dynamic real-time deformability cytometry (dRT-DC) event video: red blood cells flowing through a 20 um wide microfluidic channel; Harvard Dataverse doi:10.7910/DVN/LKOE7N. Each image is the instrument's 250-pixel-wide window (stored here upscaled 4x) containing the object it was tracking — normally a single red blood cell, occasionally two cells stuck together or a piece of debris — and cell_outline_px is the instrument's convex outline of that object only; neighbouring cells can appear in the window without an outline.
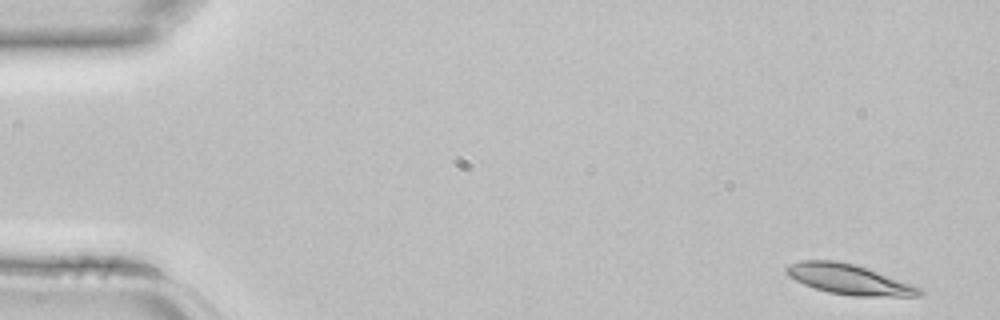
{"species": "common noctule bat (a hibernating species)", "species_latin": "Nyctalus noctula", "temperature_condition": "room temperature", "stored_images_in_passage": 3, "camera_frame_rate_fps": 3000, "um_per_image_px": 0.085, "animal": {"sex": "female", "body_mass_g": 22.7, "forearm_length_mm": 54.2}, "frame": {"image": 1, "passage_image": 1, "time_ms": 0.0, "image_size_px": [1000, 320], "cell_outline_px": [[924, 292], [920, 296], [852, 296], [828, 292], [804, 284], [788, 276], [784, 272], [784, 268], [800, 260], [836, 260], [868, 268], [916, 284], [924, 288]], "centroid_in_image_um": [72.25, 23.75], "position_along_channel_um": 12.8, "area_um2": 23.7}}